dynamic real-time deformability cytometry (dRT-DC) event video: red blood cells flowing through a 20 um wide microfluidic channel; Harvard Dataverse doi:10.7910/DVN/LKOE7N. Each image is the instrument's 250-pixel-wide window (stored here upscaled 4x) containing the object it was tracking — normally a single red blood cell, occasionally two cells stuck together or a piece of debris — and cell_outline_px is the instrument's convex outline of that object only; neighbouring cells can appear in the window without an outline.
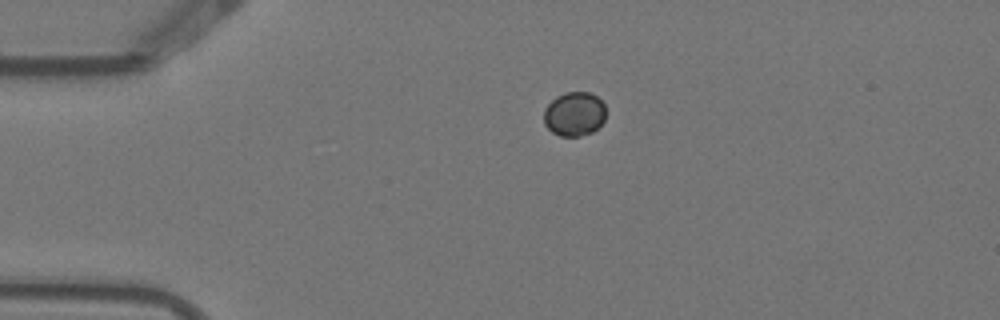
{"species": "Egyptian fruit bat (a non-hibernating species)", "species_latin": "Rousettus aegyptiacus", "temperature_condition": "warm", "stored_images_in_passage": 2, "camera_frame_rate_fps": 3000, "um_per_image_px": 0.085, "animal": {"sex": "female"}, "frame": {"image": 1, "passage_image": 1, "time_ms": 0.0, "image_size_px": [1000, 320], "cell_outline_px": [[604, 120], [592, 132], [580, 136], [560, 136], [552, 132], [544, 124], [544, 108], [556, 96], [564, 92], [588, 92], [596, 96], [604, 104]], "centroid_in_image_um": [48.79, 9.68], "position_along_channel_um": 36.2, "area_um2": 15.9}}